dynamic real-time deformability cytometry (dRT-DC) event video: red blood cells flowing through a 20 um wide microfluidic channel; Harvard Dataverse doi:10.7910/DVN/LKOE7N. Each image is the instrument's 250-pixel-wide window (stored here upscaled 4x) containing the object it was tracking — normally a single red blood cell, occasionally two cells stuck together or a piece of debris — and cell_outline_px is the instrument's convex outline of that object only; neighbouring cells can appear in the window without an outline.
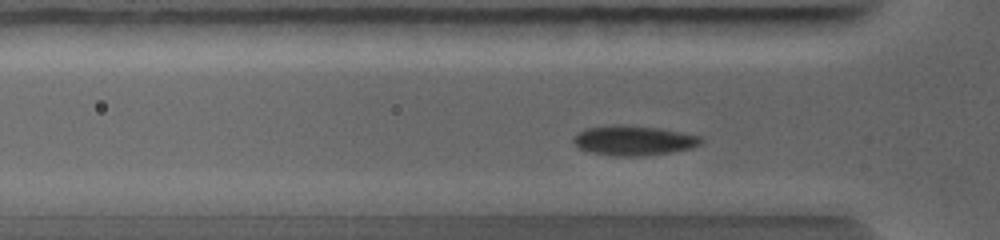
{"species": "common noctule bat (a hibernating species)", "species_latin": "Nyctalus noctula", "temperature_condition": "warm", "stored_images_in_passage": 38, "camera_frame_rate_fps": 5000, "um_per_image_px": 0.085, "animal": {"sex": "female", "body_mass_g": 19.0, "forearm_length_mm": 56.7}, "frame": {"image": 1, "passage_image": 7, "time_ms": 1.6, "image_size_px": [1000, 240], "cell_outline_px": [[704, 140], [700, 144], [692, 148], [672, 152], [644, 156], [612, 156], [592, 152], [580, 148], [572, 140], [584, 128], [612, 124], [616, 124], [660, 128], [700, 136]], "centroid_in_image_um": [53.88, 11.94], "position_along_channel_um": 71.9, "area_um2": 22.14}}
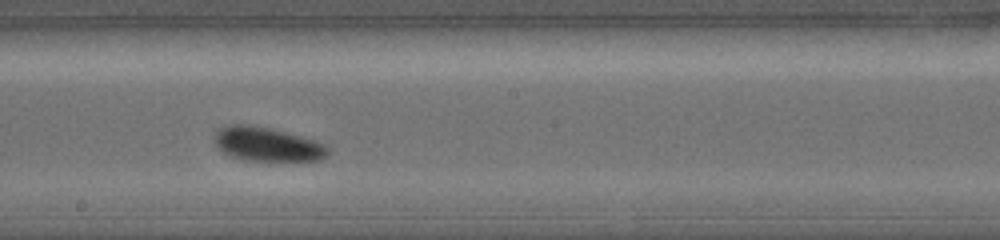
{"frame": {"image": 2, "passage_image": 19, "time_ms": 4.2, "image_size_px": [1000, 240], "cell_outline_px": [[332, 148], [320, 160], [244, 160], [228, 156], [216, 148], [212, 140], [216, 132], [220, 128], [232, 124], [248, 124], [268, 128], [300, 136], [328, 144]], "centroid_in_image_um": [22.67, 12.26], "position_along_channel_um": 225.5, "area_um2": 22.6}}
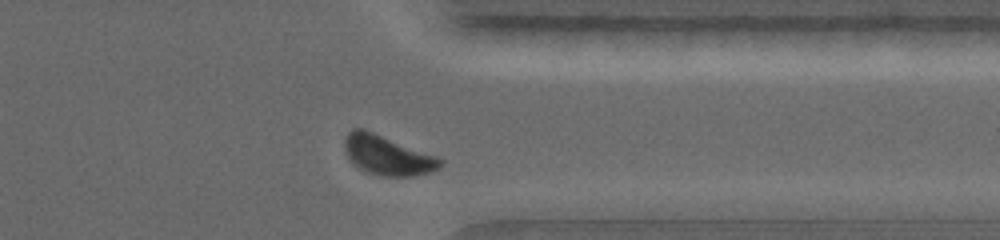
{"frame": {"image": 3, "passage_image": 34, "time_ms": 6.8, "image_size_px": [1000, 240], "cell_outline_px": [[444, 164], [440, 168], [428, 172], [408, 176], [384, 176], [368, 172], [360, 168], [348, 156], [344, 148], [344, 140], [348, 132], [352, 128], [364, 128], [436, 156], [444, 160]], "centroid_in_image_um": [32.94, 13.17], "position_along_channel_um": 378.5, "area_um2": 21.79}}